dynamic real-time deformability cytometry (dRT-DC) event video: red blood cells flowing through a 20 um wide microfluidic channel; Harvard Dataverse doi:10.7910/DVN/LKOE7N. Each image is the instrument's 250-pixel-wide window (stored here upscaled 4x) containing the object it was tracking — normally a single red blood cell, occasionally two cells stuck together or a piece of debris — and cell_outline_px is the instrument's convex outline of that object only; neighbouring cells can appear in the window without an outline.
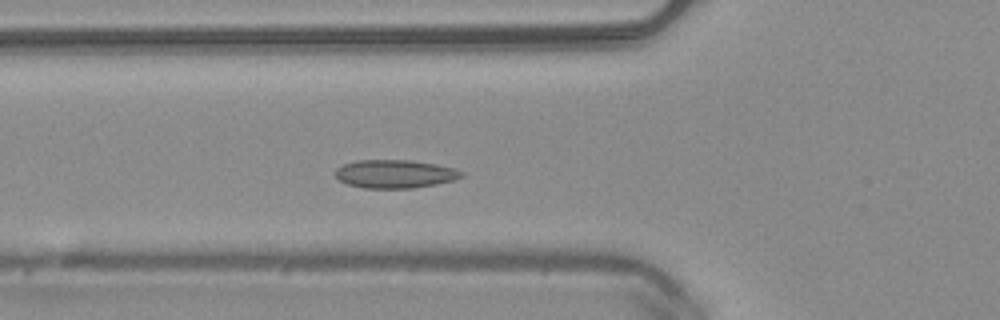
{"species": "common noctule bat (a hibernating species)", "species_latin": "Nyctalus noctula", "temperature_condition": "warm", "stored_images_in_passage": 23, "camera_frame_rate_fps": 3000, "um_per_image_px": 0.085, "animal": {"sex": "male", "body_mass_g": 20.4}, "frame": {"image": 1, "passage_image": 8, "time_ms": 2.333, "image_size_px": [1000, 320], "cell_outline_px": [[464, 176], [452, 180], [436, 184], [412, 188], [364, 188], [348, 184], [340, 180], [336, 176], [336, 168], [344, 164], [356, 160], [412, 160], [436, 164], [456, 168], [464, 172]], "centroid_in_image_um": [33.6, 14.77], "position_along_channel_um": 92.2, "area_um2": 20.81}}
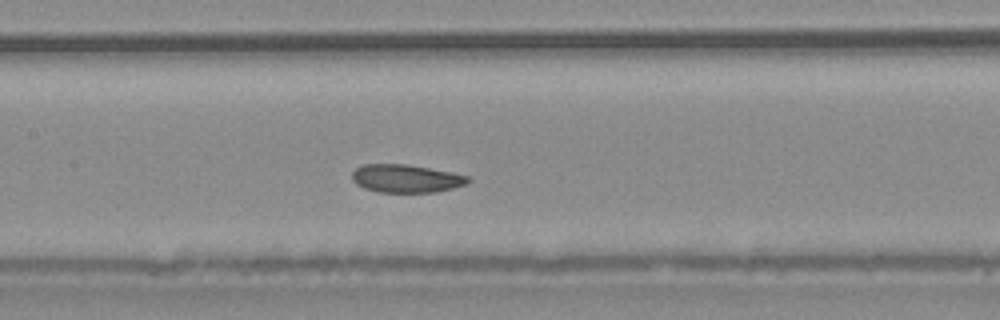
{"frame": {"image": 2, "passage_image": 14, "time_ms": 4.333, "image_size_px": [1000, 320], "cell_outline_px": [[472, 180], [468, 184], [436, 192], [380, 192], [364, 188], [356, 184], [352, 180], [352, 172], [356, 168], [364, 164], [408, 164], [452, 172], [468, 176]], "centroid_in_image_um": [34.53, 15.17], "position_along_channel_um": 172.9, "area_um2": 19.07}}
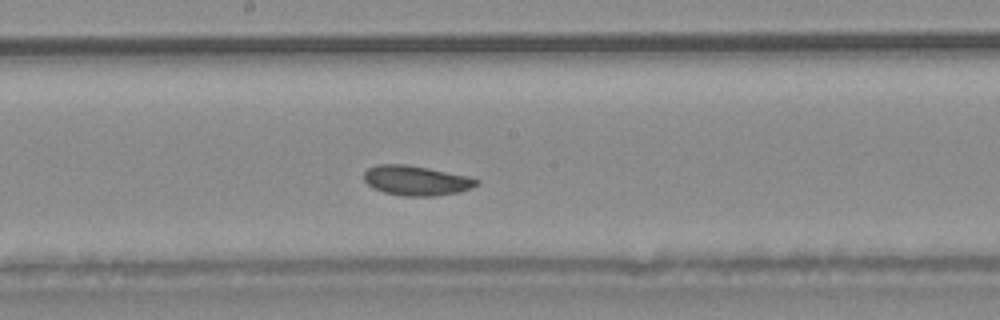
{"frame": {"image": 3, "passage_image": 17, "time_ms": 5.333, "image_size_px": [1000, 320], "cell_outline_px": [[480, 184], [472, 188], [460, 192], [436, 196], [404, 196], [384, 192], [372, 188], [364, 180], [364, 172], [368, 168], [376, 164], [404, 164], [428, 168], [468, 176], [480, 180]], "centroid_in_image_um": [35.4, 15.35], "position_along_channel_um": 212.8, "area_um2": 19.71}}